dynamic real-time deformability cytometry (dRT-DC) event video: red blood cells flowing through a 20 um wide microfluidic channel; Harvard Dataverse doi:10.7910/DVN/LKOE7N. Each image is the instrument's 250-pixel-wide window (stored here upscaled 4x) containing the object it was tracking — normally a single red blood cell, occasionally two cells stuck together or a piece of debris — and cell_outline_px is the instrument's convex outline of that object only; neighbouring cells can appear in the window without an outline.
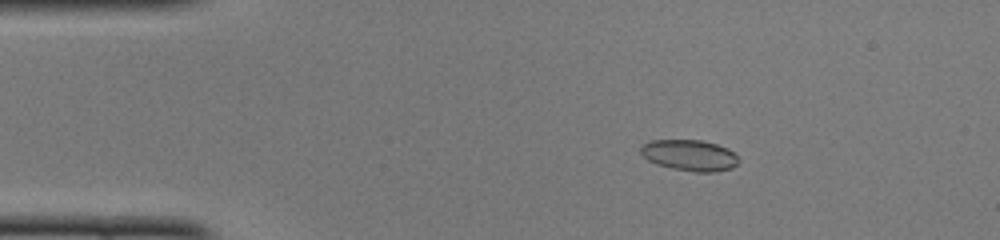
{"species": "common noctule bat (a hibernating species)", "species_latin": "Nyctalus noctula", "temperature_condition": "cold", "stored_images_in_passage": 49, "camera_frame_rate_fps": 3000, "um_per_image_px": 0.085, "animal": {"sex": "female", "body_mass_g": 22.0, "forearm_length_mm": 56.7}, "frame": {"image": 1, "passage_image": 8, "time_ms": 2.333, "image_size_px": [1000, 240], "cell_outline_px": [[740, 160], [732, 168], [716, 172], [696, 172], [672, 168], [656, 164], [648, 160], [640, 152], [640, 148], [644, 144], [652, 140], [700, 140], [716, 144], [728, 148]], "centroid_in_image_um": [58.62, 13.2], "position_along_channel_um": 26.4, "area_um2": 17.63}}
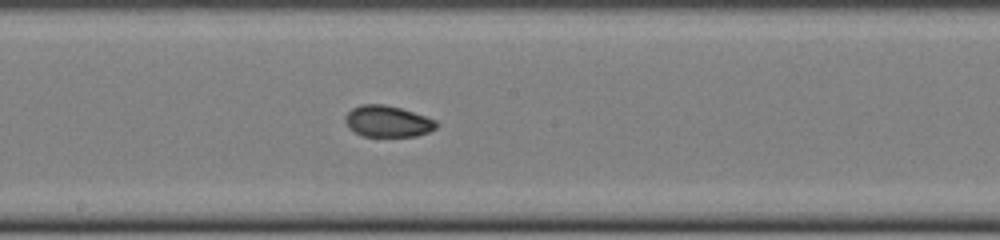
{"frame": {"image": 2, "passage_image": 26, "time_ms": 8.333, "image_size_px": [1000, 240], "cell_outline_px": [[436, 128], [428, 132], [416, 136], [364, 136], [348, 128], [344, 120], [344, 116], [352, 108], [360, 104], [384, 104], [400, 108], [436, 120]], "centroid_in_image_um": [32.9, 10.31], "position_along_channel_um": 215.3, "area_um2": 16.53}}
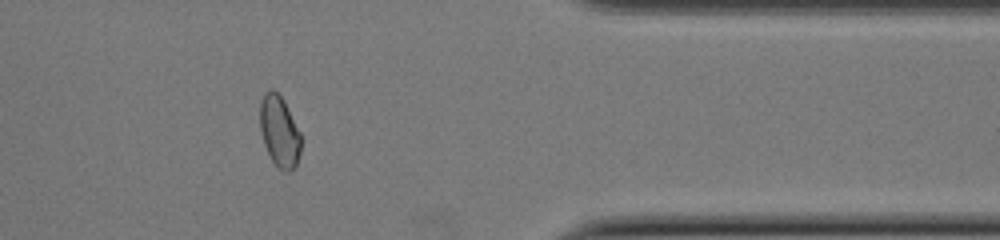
{"frame": {"image": 3, "passage_image": 40, "time_ms": 13.0, "image_size_px": [1000, 240], "cell_outline_px": [[300, 152], [296, 168], [288, 172], [284, 172], [276, 168], [264, 144], [260, 132], [260, 100], [264, 92], [268, 88], [272, 88], [284, 100], [300, 132]], "centroid_in_image_um": [23.74, 11.18], "position_along_channel_um": 387.7, "area_um2": 17.28}, "authors_computed_cell_mechanics": {"area_um2": 17.1088, "velocity_mm_per_s": 4.0963, "shape_relaxation_time_tau1_ms": null, "shape_relaxation_time_tau2_ms": 1.7301, "deformation_change_tau1": null, "deformation_change_tau2": 0.044}}